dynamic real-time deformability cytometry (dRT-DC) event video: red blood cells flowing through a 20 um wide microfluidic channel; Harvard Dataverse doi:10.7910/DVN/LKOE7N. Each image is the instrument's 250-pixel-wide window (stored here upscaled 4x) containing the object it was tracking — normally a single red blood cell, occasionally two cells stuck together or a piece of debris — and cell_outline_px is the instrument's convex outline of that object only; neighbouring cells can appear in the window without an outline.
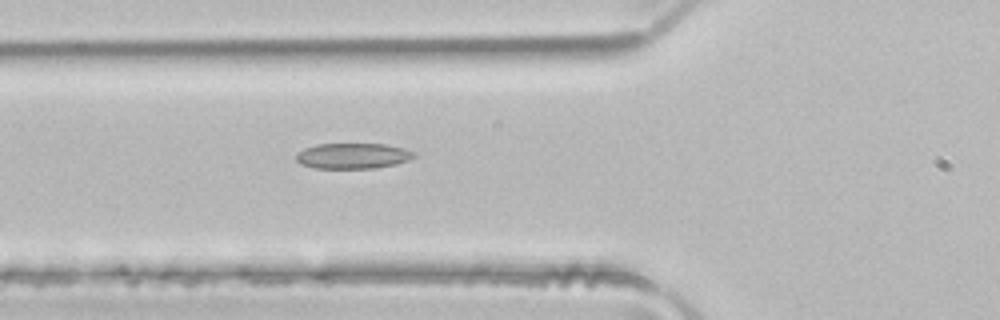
{"species": "common noctule bat (a hibernating species)", "species_latin": "Nyctalus noctula", "temperature_condition": "room temperature", "stored_images_in_passage": 5, "camera_frame_rate_fps": 3000, "um_per_image_px": 0.085, "animal": {"sex": "male", "body_mass_g": 21.5, "forearm_length_mm": 52.0}, "frame": {"image": 1, "passage_image": 5, "time_ms": 1.333, "image_size_px": [1000, 320], "cell_outline_px": [[416, 156], [408, 160], [396, 164], [376, 168], [316, 168], [300, 164], [296, 160], [296, 152], [304, 148], [316, 144], [384, 144], [404, 148], [416, 152]], "centroid_in_image_um": [29.99, 13.25], "position_along_channel_um": 95.8, "area_um2": 17.69}}